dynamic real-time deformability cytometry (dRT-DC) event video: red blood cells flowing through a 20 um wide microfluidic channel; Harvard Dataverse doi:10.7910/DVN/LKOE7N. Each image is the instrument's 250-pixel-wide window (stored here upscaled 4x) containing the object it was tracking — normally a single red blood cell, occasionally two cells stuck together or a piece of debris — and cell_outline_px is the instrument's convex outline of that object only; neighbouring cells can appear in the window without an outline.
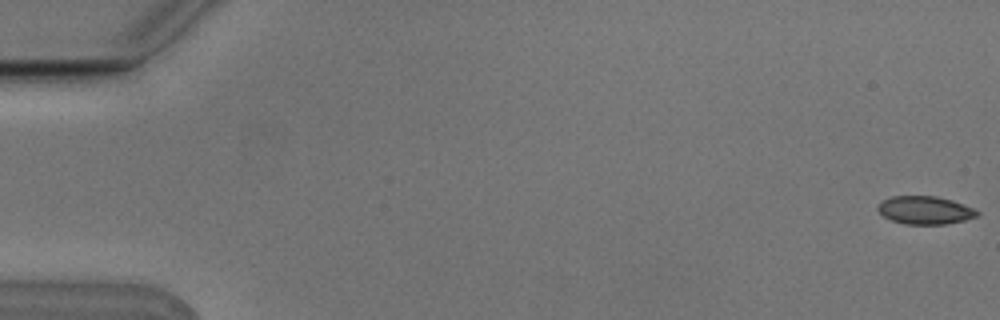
{"species": "Egyptian fruit bat (a non-hibernating species)", "species_latin": "Rousettus aegyptiacus", "temperature_condition": "cold", "stored_images_in_passage": 4, "segment_of_instrument_passage": [2, 2], "camera_frame_rate_fps": 3000, "um_per_image_px": 0.085, "animal": {"sex": "male"}, "frame": {"image": 1, "passage_image": 4, "time_ms": 1.0, "image_size_px": [1000, 320], "cell_outline_px": [[980, 212], [976, 216], [964, 220], [944, 224], [904, 224], [892, 220], [884, 216], [876, 208], [884, 200], [892, 196], [936, 196], [952, 200], [964, 204]], "centroid_in_image_um": [78.63, 17.86], "position_along_channel_um": 6.4, "area_um2": 16.01}}